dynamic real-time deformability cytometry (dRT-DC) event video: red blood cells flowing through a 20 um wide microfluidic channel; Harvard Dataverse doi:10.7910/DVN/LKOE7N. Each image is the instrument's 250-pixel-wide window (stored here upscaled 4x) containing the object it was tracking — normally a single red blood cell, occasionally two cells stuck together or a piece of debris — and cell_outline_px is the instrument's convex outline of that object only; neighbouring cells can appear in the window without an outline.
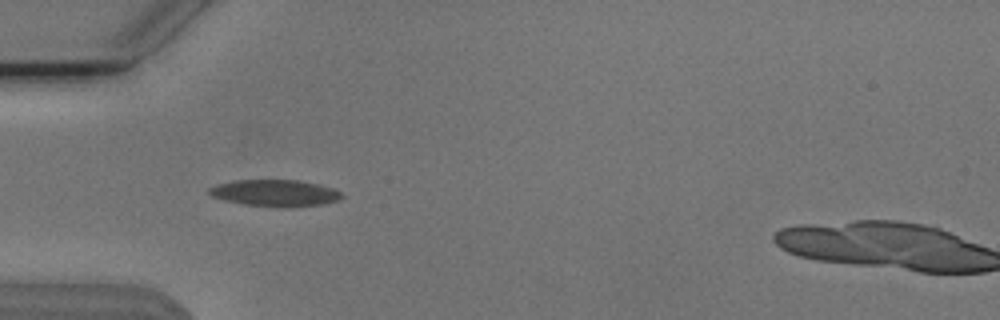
{"species": "Egyptian fruit bat (a non-hibernating species)", "species_latin": "Rousettus aegyptiacus", "temperature_condition": "cold", "stored_images_in_passage": 54, "segment_of_instrument_passage": [1, 2], "camera_frame_rate_fps": 3000, "um_per_image_px": 0.085, "animal": {"sex": "male"}, "frame": {"image": 1, "passage_image": 16, "time_ms": 5.0, "image_size_px": [1000, 320], "cell_outline_px": [[344, 196], [340, 200], [324, 204], [288, 208], [244, 204], [224, 200], [212, 196], [208, 192], [208, 188], [216, 184], [236, 180], [300, 180], [332, 188], [340, 192]], "centroid_in_image_um": [23.39, 16.41], "position_along_channel_um": 61.6, "area_um2": 20.69}}
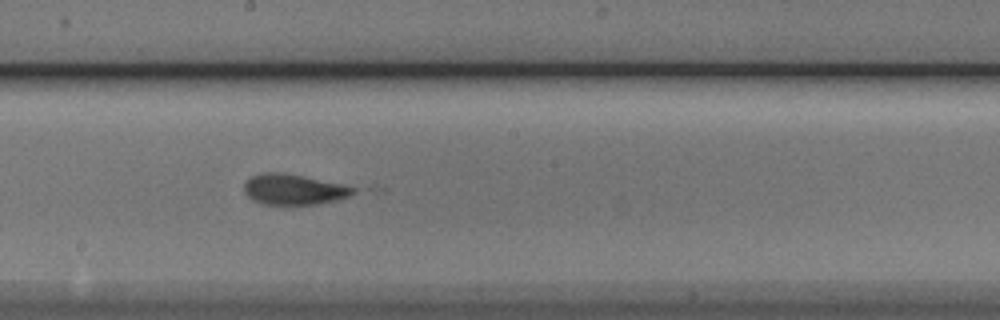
{"frame": {"image": 2, "passage_image": 29, "time_ms": 9.333, "image_size_px": [1000, 320], "cell_outline_px": [[356, 192], [348, 196], [336, 200], [316, 204], [264, 204], [252, 200], [244, 192], [244, 184], [252, 176], [260, 172], [284, 172], [344, 184], [356, 188]], "centroid_in_image_um": [24.96, 16.08], "position_along_channel_um": 223.2, "area_um2": 19.48}}
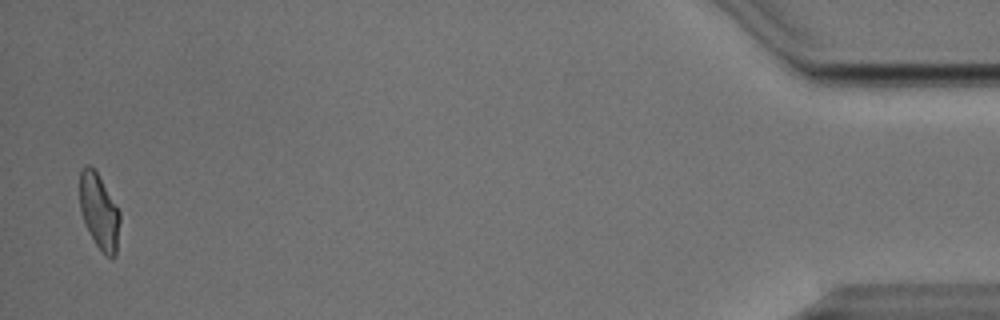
{"frame": {"image": 3, "passage_image": 52, "time_ms": 17.0, "image_size_px": [1000, 320], "cell_outline_px": [[120, 220], [116, 256], [112, 260], [104, 256], [96, 244], [84, 220], [80, 208], [80, 172], [88, 164], [96, 172], [120, 212]], "centroid_in_image_um": [8.45, 18.05], "position_along_channel_um": 426.7, "area_um2": 17.28}}